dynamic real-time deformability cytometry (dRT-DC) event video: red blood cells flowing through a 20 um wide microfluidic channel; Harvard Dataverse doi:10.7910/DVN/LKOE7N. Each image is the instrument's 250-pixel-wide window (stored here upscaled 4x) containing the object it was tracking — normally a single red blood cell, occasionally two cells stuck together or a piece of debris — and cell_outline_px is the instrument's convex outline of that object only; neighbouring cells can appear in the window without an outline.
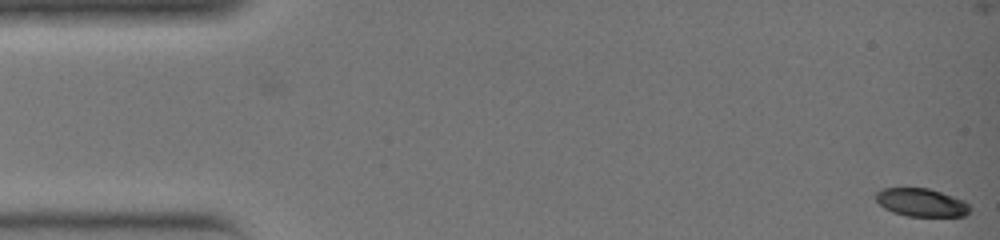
{"species": "common noctule bat (a hibernating species)", "species_latin": "Nyctalus noctula", "temperature_condition": "warm", "stored_images_in_passage": 36, "camera_frame_rate_fps": 3000, "um_per_image_px": 0.085, "animal": {"sex": "female", "body_mass_g": 19.0, "forearm_length_mm": 51.5}, "frame": {"image": 1, "passage_image": 1, "time_ms": 0.0, "image_size_px": [1000, 240], "cell_outline_px": [[972, 208], [964, 216], [908, 216], [892, 212], [884, 208], [876, 200], [876, 192], [884, 188], [928, 188], [964, 200]], "centroid_in_image_um": [78.32, 17.21], "position_along_channel_um": 6.7, "area_um2": 15.32}}
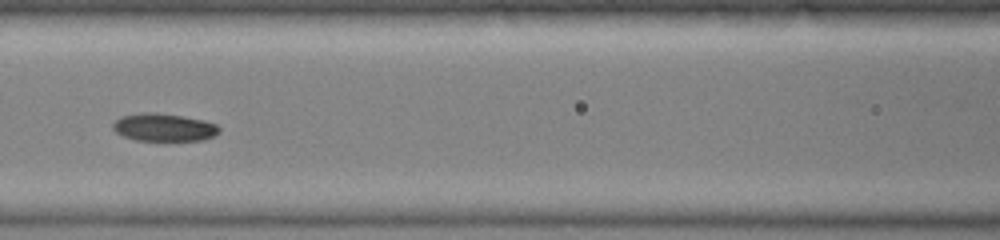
{"frame": {"image": 2, "passage_image": 17, "time_ms": 5.333, "image_size_px": [1000, 240], "cell_outline_px": [[220, 132], [216, 136], [204, 140], [136, 140], [124, 136], [116, 132], [112, 128], [112, 124], [120, 116], [144, 112], [156, 112], [204, 120], [216, 124], [220, 128]], "centroid_in_image_um": [13.95, 10.82], "position_along_channel_um": 152.7, "area_um2": 17.22}}
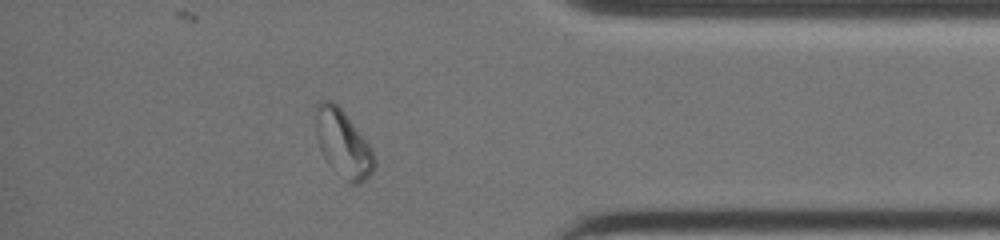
{"frame": {"image": 3, "passage_image": 32, "time_ms": 10.333, "image_size_px": [1000, 240], "cell_outline_px": [[376, 164], [372, 172], [360, 184], [352, 184], [328, 164], [320, 148], [316, 136], [316, 104], [320, 100], [332, 100], [340, 108], [368, 144], [376, 160]], "centroid_in_image_um": [29.14, 12.2], "position_along_channel_um": 406.1, "area_um2": 22.31}}